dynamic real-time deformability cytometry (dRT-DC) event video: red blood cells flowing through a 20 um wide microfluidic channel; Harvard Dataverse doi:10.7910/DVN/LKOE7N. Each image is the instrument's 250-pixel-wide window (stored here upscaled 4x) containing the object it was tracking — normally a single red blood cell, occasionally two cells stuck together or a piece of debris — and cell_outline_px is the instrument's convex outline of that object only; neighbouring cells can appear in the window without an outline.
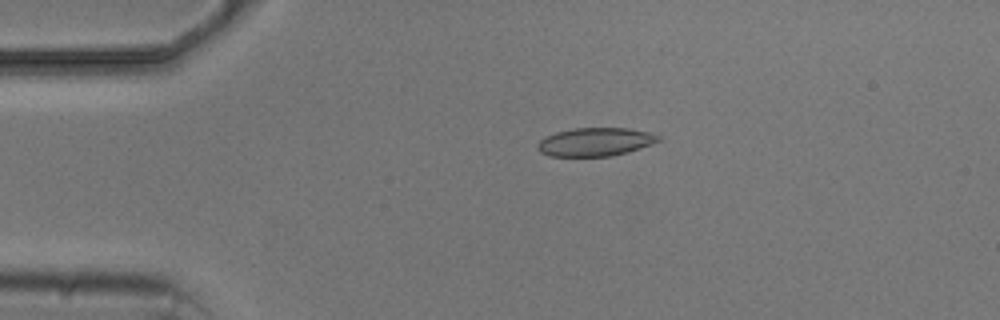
{"species": "common noctule bat (a hibernating species)", "species_latin": "Nyctalus noctula", "temperature_condition": "cold", "stored_images_in_passage": 4, "camera_frame_rate_fps": 3000, "um_per_image_px": 0.085, "animal": {"sex": "male", "body_mass_g": 20.5, "forearm_length_mm": 52.5}, "frame": {"image": 1, "passage_image": 3, "time_ms": 2.333, "image_size_px": [1000, 320], "cell_outline_px": [[660, 140], [652, 144], [628, 152], [612, 156], [548, 156], [540, 152], [536, 148], [536, 144], [544, 136], [556, 132], [576, 128], [628, 128], [648, 132], [660, 136]], "centroid_in_image_um": [50.56, 12.06], "position_along_channel_um": 34.4, "area_um2": 20.06}}